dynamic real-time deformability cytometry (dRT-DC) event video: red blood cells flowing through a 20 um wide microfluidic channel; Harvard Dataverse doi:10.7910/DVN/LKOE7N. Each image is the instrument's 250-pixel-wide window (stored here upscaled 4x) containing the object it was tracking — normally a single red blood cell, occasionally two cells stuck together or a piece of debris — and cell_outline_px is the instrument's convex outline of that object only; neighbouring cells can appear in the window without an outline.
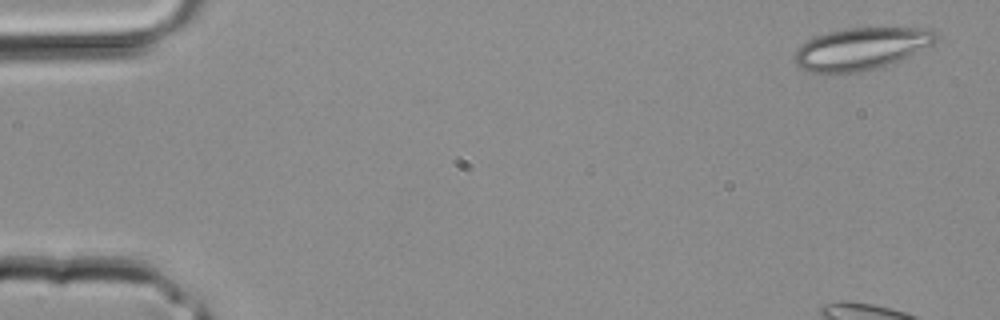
{"species": "common noctule bat (a hibernating species)", "species_latin": "Nyctalus noctula", "temperature_condition": "room temperature", "stored_images_in_passage": 3, "camera_frame_rate_fps": 3000, "um_per_image_px": 0.085, "animal": {"sex": "male", "body_mass_g": 20.4}, "frame": {"image": 1, "passage_image": 1, "time_ms": 0.0, "image_size_px": [1000, 320], "cell_outline_px": [[936, 40], [932, 44], [896, 60], [876, 68], [860, 72], [824, 76], [800, 68], [792, 60], [792, 56], [808, 40], [816, 36], [828, 32], [848, 28], [928, 28], [936, 32]], "centroid_in_image_um": [73.1, 4.17], "position_along_channel_um": 11.9, "area_um2": 34.56}}